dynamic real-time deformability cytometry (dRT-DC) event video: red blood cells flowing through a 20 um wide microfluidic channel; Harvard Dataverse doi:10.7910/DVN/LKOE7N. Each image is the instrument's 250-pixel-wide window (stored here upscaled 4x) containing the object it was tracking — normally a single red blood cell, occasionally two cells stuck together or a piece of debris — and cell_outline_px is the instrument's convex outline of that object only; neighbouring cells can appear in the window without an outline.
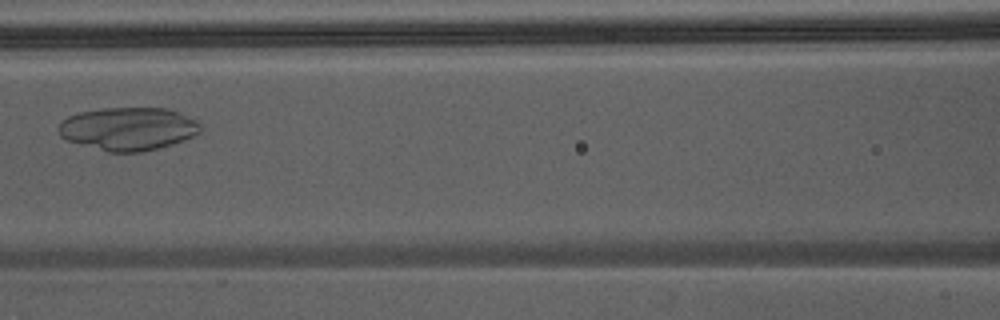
{"species": "Egyptian fruit bat (a non-hibernating species)", "species_latin": "Rousettus aegyptiacus", "temperature_condition": "warm", "stored_images_in_passage": 35, "camera_frame_rate_fps": 3000, "um_per_image_px": 0.085, "animal": {"sex": "male"}, "frame": {"image": 1, "passage_image": 11, "time_ms": 3.333, "image_size_px": [1000, 320], "cell_outline_px": [[200, 132], [184, 140], [156, 148], [140, 152], [108, 152], [68, 140], [60, 136], [56, 128], [68, 116], [76, 112], [100, 108], [164, 108], [180, 112], [196, 120], [200, 124]], "centroid_in_image_um": [10.87, 10.93], "position_along_channel_um": 155.7, "area_um2": 35.49}}